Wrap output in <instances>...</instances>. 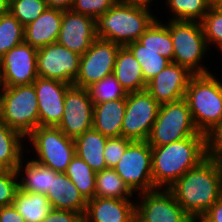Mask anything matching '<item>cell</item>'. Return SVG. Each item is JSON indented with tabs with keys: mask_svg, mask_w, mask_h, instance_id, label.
<instances>
[{
	"mask_svg": "<svg viewBox=\"0 0 222 222\" xmlns=\"http://www.w3.org/2000/svg\"><path fill=\"white\" fill-rule=\"evenodd\" d=\"M168 189L191 218L199 219L222 197V164L206 157Z\"/></svg>",
	"mask_w": 222,
	"mask_h": 222,
	"instance_id": "6da1fadb",
	"label": "cell"
},
{
	"mask_svg": "<svg viewBox=\"0 0 222 222\" xmlns=\"http://www.w3.org/2000/svg\"><path fill=\"white\" fill-rule=\"evenodd\" d=\"M151 149L154 187L168 189L206 158V136H190Z\"/></svg>",
	"mask_w": 222,
	"mask_h": 222,
	"instance_id": "7a4b0ae2",
	"label": "cell"
},
{
	"mask_svg": "<svg viewBox=\"0 0 222 222\" xmlns=\"http://www.w3.org/2000/svg\"><path fill=\"white\" fill-rule=\"evenodd\" d=\"M156 19L148 7L118 0L95 19L96 36L126 46L139 40Z\"/></svg>",
	"mask_w": 222,
	"mask_h": 222,
	"instance_id": "3957f363",
	"label": "cell"
},
{
	"mask_svg": "<svg viewBox=\"0 0 222 222\" xmlns=\"http://www.w3.org/2000/svg\"><path fill=\"white\" fill-rule=\"evenodd\" d=\"M215 77L212 72L194 75L184 96L195 127L204 135L222 121V82Z\"/></svg>",
	"mask_w": 222,
	"mask_h": 222,
	"instance_id": "277c9868",
	"label": "cell"
},
{
	"mask_svg": "<svg viewBox=\"0 0 222 222\" xmlns=\"http://www.w3.org/2000/svg\"><path fill=\"white\" fill-rule=\"evenodd\" d=\"M169 32L173 42V62L188 68L192 73L208 74L201 65L208 45L201 22L169 19Z\"/></svg>",
	"mask_w": 222,
	"mask_h": 222,
	"instance_id": "5b68a950",
	"label": "cell"
},
{
	"mask_svg": "<svg viewBox=\"0 0 222 222\" xmlns=\"http://www.w3.org/2000/svg\"><path fill=\"white\" fill-rule=\"evenodd\" d=\"M190 136H206L194 125L187 101L183 98L160 105L147 142L150 146H162Z\"/></svg>",
	"mask_w": 222,
	"mask_h": 222,
	"instance_id": "8992f818",
	"label": "cell"
},
{
	"mask_svg": "<svg viewBox=\"0 0 222 222\" xmlns=\"http://www.w3.org/2000/svg\"><path fill=\"white\" fill-rule=\"evenodd\" d=\"M1 120L24 137L39 126V109L34 84L3 86Z\"/></svg>",
	"mask_w": 222,
	"mask_h": 222,
	"instance_id": "52a82bcc",
	"label": "cell"
},
{
	"mask_svg": "<svg viewBox=\"0 0 222 222\" xmlns=\"http://www.w3.org/2000/svg\"><path fill=\"white\" fill-rule=\"evenodd\" d=\"M26 138L32 142L38 158L33 160L56 172L64 173L76 154L74 139L58 127L38 126Z\"/></svg>",
	"mask_w": 222,
	"mask_h": 222,
	"instance_id": "ba28073f",
	"label": "cell"
},
{
	"mask_svg": "<svg viewBox=\"0 0 222 222\" xmlns=\"http://www.w3.org/2000/svg\"><path fill=\"white\" fill-rule=\"evenodd\" d=\"M113 169L132 192L156 189L152 180V149L147 141H132Z\"/></svg>",
	"mask_w": 222,
	"mask_h": 222,
	"instance_id": "9c48e42d",
	"label": "cell"
},
{
	"mask_svg": "<svg viewBox=\"0 0 222 222\" xmlns=\"http://www.w3.org/2000/svg\"><path fill=\"white\" fill-rule=\"evenodd\" d=\"M160 104L145 89L129 92L121 127V136L132 141H147L158 116Z\"/></svg>",
	"mask_w": 222,
	"mask_h": 222,
	"instance_id": "30bf717a",
	"label": "cell"
},
{
	"mask_svg": "<svg viewBox=\"0 0 222 222\" xmlns=\"http://www.w3.org/2000/svg\"><path fill=\"white\" fill-rule=\"evenodd\" d=\"M119 48L120 45L97 37L90 48L81 55L79 72L73 85L88 88L93 83L112 74Z\"/></svg>",
	"mask_w": 222,
	"mask_h": 222,
	"instance_id": "8fae6325",
	"label": "cell"
},
{
	"mask_svg": "<svg viewBox=\"0 0 222 222\" xmlns=\"http://www.w3.org/2000/svg\"><path fill=\"white\" fill-rule=\"evenodd\" d=\"M81 55L60 44L52 43L38 48V77L56 79L73 85L78 72Z\"/></svg>",
	"mask_w": 222,
	"mask_h": 222,
	"instance_id": "7c38bea8",
	"label": "cell"
},
{
	"mask_svg": "<svg viewBox=\"0 0 222 222\" xmlns=\"http://www.w3.org/2000/svg\"><path fill=\"white\" fill-rule=\"evenodd\" d=\"M36 47L25 42L15 46L0 58V84L29 85L38 77Z\"/></svg>",
	"mask_w": 222,
	"mask_h": 222,
	"instance_id": "4fadbf2b",
	"label": "cell"
},
{
	"mask_svg": "<svg viewBox=\"0 0 222 222\" xmlns=\"http://www.w3.org/2000/svg\"><path fill=\"white\" fill-rule=\"evenodd\" d=\"M94 104L87 88L71 85L66 92L64 114L57 126L67 137L75 139L93 126Z\"/></svg>",
	"mask_w": 222,
	"mask_h": 222,
	"instance_id": "5bb4252c",
	"label": "cell"
},
{
	"mask_svg": "<svg viewBox=\"0 0 222 222\" xmlns=\"http://www.w3.org/2000/svg\"><path fill=\"white\" fill-rule=\"evenodd\" d=\"M138 194L142 199L135 204V211L147 222H187L191 218L169 189L156 188Z\"/></svg>",
	"mask_w": 222,
	"mask_h": 222,
	"instance_id": "9a60e30c",
	"label": "cell"
},
{
	"mask_svg": "<svg viewBox=\"0 0 222 222\" xmlns=\"http://www.w3.org/2000/svg\"><path fill=\"white\" fill-rule=\"evenodd\" d=\"M39 109V126L57 127L64 114V101L71 84L37 77L33 82Z\"/></svg>",
	"mask_w": 222,
	"mask_h": 222,
	"instance_id": "2e32d148",
	"label": "cell"
},
{
	"mask_svg": "<svg viewBox=\"0 0 222 222\" xmlns=\"http://www.w3.org/2000/svg\"><path fill=\"white\" fill-rule=\"evenodd\" d=\"M195 74L188 68L170 62L148 83L146 90L161 105L181 100Z\"/></svg>",
	"mask_w": 222,
	"mask_h": 222,
	"instance_id": "e0dca14e",
	"label": "cell"
},
{
	"mask_svg": "<svg viewBox=\"0 0 222 222\" xmlns=\"http://www.w3.org/2000/svg\"><path fill=\"white\" fill-rule=\"evenodd\" d=\"M97 38L95 20L84 14L65 10L57 43L83 55Z\"/></svg>",
	"mask_w": 222,
	"mask_h": 222,
	"instance_id": "ac0fdd59",
	"label": "cell"
},
{
	"mask_svg": "<svg viewBox=\"0 0 222 222\" xmlns=\"http://www.w3.org/2000/svg\"><path fill=\"white\" fill-rule=\"evenodd\" d=\"M130 199L94 197L87 201L83 215L85 222H129L135 212V203Z\"/></svg>",
	"mask_w": 222,
	"mask_h": 222,
	"instance_id": "d6986e66",
	"label": "cell"
},
{
	"mask_svg": "<svg viewBox=\"0 0 222 222\" xmlns=\"http://www.w3.org/2000/svg\"><path fill=\"white\" fill-rule=\"evenodd\" d=\"M46 196L53 209L73 210L83 215L86 211L87 200L65 173L52 170V183Z\"/></svg>",
	"mask_w": 222,
	"mask_h": 222,
	"instance_id": "ffe728a7",
	"label": "cell"
},
{
	"mask_svg": "<svg viewBox=\"0 0 222 222\" xmlns=\"http://www.w3.org/2000/svg\"><path fill=\"white\" fill-rule=\"evenodd\" d=\"M63 11L47 8L35 21L24 27V42L37 49L56 43L61 29Z\"/></svg>",
	"mask_w": 222,
	"mask_h": 222,
	"instance_id": "44dd1931",
	"label": "cell"
},
{
	"mask_svg": "<svg viewBox=\"0 0 222 222\" xmlns=\"http://www.w3.org/2000/svg\"><path fill=\"white\" fill-rule=\"evenodd\" d=\"M125 110L126 98L95 104L92 128L108 138L120 137Z\"/></svg>",
	"mask_w": 222,
	"mask_h": 222,
	"instance_id": "7402d4cb",
	"label": "cell"
},
{
	"mask_svg": "<svg viewBox=\"0 0 222 222\" xmlns=\"http://www.w3.org/2000/svg\"><path fill=\"white\" fill-rule=\"evenodd\" d=\"M113 74L127 93L142 91L147 87L140 63L126 46H120L117 52Z\"/></svg>",
	"mask_w": 222,
	"mask_h": 222,
	"instance_id": "603a6c76",
	"label": "cell"
},
{
	"mask_svg": "<svg viewBox=\"0 0 222 222\" xmlns=\"http://www.w3.org/2000/svg\"><path fill=\"white\" fill-rule=\"evenodd\" d=\"M107 139L108 137L93 128L74 139L76 155L83 159L95 172L107 169L104 158Z\"/></svg>",
	"mask_w": 222,
	"mask_h": 222,
	"instance_id": "cb8c5ba5",
	"label": "cell"
},
{
	"mask_svg": "<svg viewBox=\"0 0 222 222\" xmlns=\"http://www.w3.org/2000/svg\"><path fill=\"white\" fill-rule=\"evenodd\" d=\"M13 205L26 222H41L53 209L45 194L25 192L18 188Z\"/></svg>",
	"mask_w": 222,
	"mask_h": 222,
	"instance_id": "d4e9b609",
	"label": "cell"
},
{
	"mask_svg": "<svg viewBox=\"0 0 222 222\" xmlns=\"http://www.w3.org/2000/svg\"><path fill=\"white\" fill-rule=\"evenodd\" d=\"M23 138L26 139L0 119V169L17 170L23 159Z\"/></svg>",
	"mask_w": 222,
	"mask_h": 222,
	"instance_id": "484cf974",
	"label": "cell"
},
{
	"mask_svg": "<svg viewBox=\"0 0 222 222\" xmlns=\"http://www.w3.org/2000/svg\"><path fill=\"white\" fill-rule=\"evenodd\" d=\"M23 164L24 163L21 160L20 165L16 170L18 176L22 175L21 180H18L19 188L25 192L46 195L52 183V169L37 163L33 159L31 161L28 160L25 166ZM22 167L25 172L24 174H22ZM23 175H25V177Z\"/></svg>",
	"mask_w": 222,
	"mask_h": 222,
	"instance_id": "4316f807",
	"label": "cell"
},
{
	"mask_svg": "<svg viewBox=\"0 0 222 222\" xmlns=\"http://www.w3.org/2000/svg\"><path fill=\"white\" fill-rule=\"evenodd\" d=\"M144 45V49L157 52L173 62V42L169 32V22L162 24L161 20H155L138 40Z\"/></svg>",
	"mask_w": 222,
	"mask_h": 222,
	"instance_id": "83f0119b",
	"label": "cell"
},
{
	"mask_svg": "<svg viewBox=\"0 0 222 222\" xmlns=\"http://www.w3.org/2000/svg\"><path fill=\"white\" fill-rule=\"evenodd\" d=\"M95 197L129 199L133 192L112 168L96 172Z\"/></svg>",
	"mask_w": 222,
	"mask_h": 222,
	"instance_id": "f1b7e54d",
	"label": "cell"
},
{
	"mask_svg": "<svg viewBox=\"0 0 222 222\" xmlns=\"http://www.w3.org/2000/svg\"><path fill=\"white\" fill-rule=\"evenodd\" d=\"M88 201L95 197L96 172L76 154L64 172Z\"/></svg>",
	"mask_w": 222,
	"mask_h": 222,
	"instance_id": "f546056e",
	"label": "cell"
},
{
	"mask_svg": "<svg viewBox=\"0 0 222 222\" xmlns=\"http://www.w3.org/2000/svg\"><path fill=\"white\" fill-rule=\"evenodd\" d=\"M135 59L140 63L143 78L148 83L161 72L171 61L157 52L144 49V45L138 40L126 45Z\"/></svg>",
	"mask_w": 222,
	"mask_h": 222,
	"instance_id": "4dcf8cb0",
	"label": "cell"
},
{
	"mask_svg": "<svg viewBox=\"0 0 222 222\" xmlns=\"http://www.w3.org/2000/svg\"><path fill=\"white\" fill-rule=\"evenodd\" d=\"M174 15L171 20L201 22L212 4L209 0H165Z\"/></svg>",
	"mask_w": 222,
	"mask_h": 222,
	"instance_id": "1f68e13d",
	"label": "cell"
},
{
	"mask_svg": "<svg viewBox=\"0 0 222 222\" xmlns=\"http://www.w3.org/2000/svg\"><path fill=\"white\" fill-rule=\"evenodd\" d=\"M93 104L127 98V91L112 73L87 88Z\"/></svg>",
	"mask_w": 222,
	"mask_h": 222,
	"instance_id": "d6a6232c",
	"label": "cell"
},
{
	"mask_svg": "<svg viewBox=\"0 0 222 222\" xmlns=\"http://www.w3.org/2000/svg\"><path fill=\"white\" fill-rule=\"evenodd\" d=\"M24 42V26L10 13L0 17V58Z\"/></svg>",
	"mask_w": 222,
	"mask_h": 222,
	"instance_id": "836d02e7",
	"label": "cell"
},
{
	"mask_svg": "<svg viewBox=\"0 0 222 222\" xmlns=\"http://www.w3.org/2000/svg\"><path fill=\"white\" fill-rule=\"evenodd\" d=\"M48 8L45 0H9V12L25 27Z\"/></svg>",
	"mask_w": 222,
	"mask_h": 222,
	"instance_id": "e575fe53",
	"label": "cell"
},
{
	"mask_svg": "<svg viewBox=\"0 0 222 222\" xmlns=\"http://www.w3.org/2000/svg\"><path fill=\"white\" fill-rule=\"evenodd\" d=\"M201 25L208 48L213 43L219 48L222 45V12L212 5L201 21Z\"/></svg>",
	"mask_w": 222,
	"mask_h": 222,
	"instance_id": "d590c367",
	"label": "cell"
},
{
	"mask_svg": "<svg viewBox=\"0 0 222 222\" xmlns=\"http://www.w3.org/2000/svg\"><path fill=\"white\" fill-rule=\"evenodd\" d=\"M16 170L0 169V207L12 205L19 188Z\"/></svg>",
	"mask_w": 222,
	"mask_h": 222,
	"instance_id": "8d00e7d4",
	"label": "cell"
},
{
	"mask_svg": "<svg viewBox=\"0 0 222 222\" xmlns=\"http://www.w3.org/2000/svg\"><path fill=\"white\" fill-rule=\"evenodd\" d=\"M118 0H74L71 10L94 20L109 10Z\"/></svg>",
	"mask_w": 222,
	"mask_h": 222,
	"instance_id": "74e56055",
	"label": "cell"
},
{
	"mask_svg": "<svg viewBox=\"0 0 222 222\" xmlns=\"http://www.w3.org/2000/svg\"><path fill=\"white\" fill-rule=\"evenodd\" d=\"M131 142L132 140L124 138L123 136L111 137L107 139V143L104 149V158L107 168L113 169L117 165L127 146Z\"/></svg>",
	"mask_w": 222,
	"mask_h": 222,
	"instance_id": "f35d334b",
	"label": "cell"
},
{
	"mask_svg": "<svg viewBox=\"0 0 222 222\" xmlns=\"http://www.w3.org/2000/svg\"><path fill=\"white\" fill-rule=\"evenodd\" d=\"M206 157L222 164V121L206 134Z\"/></svg>",
	"mask_w": 222,
	"mask_h": 222,
	"instance_id": "ab89813d",
	"label": "cell"
},
{
	"mask_svg": "<svg viewBox=\"0 0 222 222\" xmlns=\"http://www.w3.org/2000/svg\"><path fill=\"white\" fill-rule=\"evenodd\" d=\"M83 214L73 210L52 209L41 222H82Z\"/></svg>",
	"mask_w": 222,
	"mask_h": 222,
	"instance_id": "60d3db41",
	"label": "cell"
},
{
	"mask_svg": "<svg viewBox=\"0 0 222 222\" xmlns=\"http://www.w3.org/2000/svg\"><path fill=\"white\" fill-rule=\"evenodd\" d=\"M200 222H222V197L218 199L200 218Z\"/></svg>",
	"mask_w": 222,
	"mask_h": 222,
	"instance_id": "b9f144b4",
	"label": "cell"
},
{
	"mask_svg": "<svg viewBox=\"0 0 222 222\" xmlns=\"http://www.w3.org/2000/svg\"><path fill=\"white\" fill-rule=\"evenodd\" d=\"M0 222H26L14 205L0 207Z\"/></svg>",
	"mask_w": 222,
	"mask_h": 222,
	"instance_id": "7bdbcfd3",
	"label": "cell"
},
{
	"mask_svg": "<svg viewBox=\"0 0 222 222\" xmlns=\"http://www.w3.org/2000/svg\"><path fill=\"white\" fill-rule=\"evenodd\" d=\"M48 8L59 9L62 11L71 10L74 0H45Z\"/></svg>",
	"mask_w": 222,
	"mask_h": 222,
	"instance_id": "ee69618b",
	"label": "cell"
},
{
	"mask_svg": "<svg viewBox=\"0 0 222 222\" xmlns=\"http://www.w3.org/2000/svg\"><path fill=\"white\" fill-rule=\"evenodd\" d=\"M9 12V0H0V17Z\"/></svg>",
	"mask_w": 222,
	"mask_h": 222,
	"instance_id": "f6af8a7d",
	"label": "cell"
},
{
	"mask_svg": "<svg viewBox=\"0 0 222 222\" xmlns=\"http://www.w3.org/2000/svg\"><path fill=\"white\" fill-rule=\"evenodd\" d=\"M129 222H147L141 215L136 211L131 215Z\"/></svg>",
	"mask_w": 222,
	"mask_h": 222,
	"instance_id": "bcb514c9",
	"label": "cell"
},
{
	"mask_svg": "<svg viewBox=\"0 0 222 222\" xmlns=\"http://www.w3.org/2000/svg\"><path fill=\"white\" fill-rule=\"evenodd\" d=\"M127 1L132 2L136 5H141V6H145L148 8H150V4L152 2V0H127Z\"/></svg>",
	"mask_w": 222,
	"mask_h": 222,
	"instance_id": "7dc6e473",
	"label": "cell"
},
{
	"mask_svg": "<svg viewBox=\"0 0 222 222\" xmlns=\"http://www.w3.org/2000/svg\"><path fill=\"white\" fill-rule=\"evenodd\" d=\"M0 119L2 116V106H3V85L0 84ZM2 91V92H1Z\"/></svg>",
	"mask_w": 222,
	"mask_h": 222,
	"instance_id": "c3c4849f",
	"label": "cell"
},
{
	"mask_svg": "<svg viewBox=\"0 0 222 222\" xmlns=\"http://www.w3.org/2000/svg\"><path fill=\"white\" fill-rule=\"evenodd\" d=\"M215 6L222 12V0L217 2Z\"/></svg>",
	"mask_w": 222,
	"mask_h": 222,
	"instance_id": "681fc988",
	"label": "cell"
},
{
	"mask_svg": "<svg viewBox=\"0 0 222 222\" xmlns=\"http://www.w3.org/2000/svg\"><path fill=\"white\" fill-rule=\"evenodd\" d=\"M187 222H200L197 218H190Z\"/></svg>",
	"mask_w": 222,
	"mask_h": 222,
	"instance_id": "f907efd6",
	"label": "cell"
},
{
	"mask_svg": "<svg viewBox=\"0 0 222 222\" xmlns=\"http://www.w3.org/2000/svg\"><path fill=\"white\" fill-rule=\"evenodd\" d=\"M221 0H209V2L212 4V5H215L217 2H219Z\"/></svg>",
	"mask_w": 222,
	"mask_h": 222,
	"instance_id": "816d5d0a",
	"label": "cell"
}]
</instances>
